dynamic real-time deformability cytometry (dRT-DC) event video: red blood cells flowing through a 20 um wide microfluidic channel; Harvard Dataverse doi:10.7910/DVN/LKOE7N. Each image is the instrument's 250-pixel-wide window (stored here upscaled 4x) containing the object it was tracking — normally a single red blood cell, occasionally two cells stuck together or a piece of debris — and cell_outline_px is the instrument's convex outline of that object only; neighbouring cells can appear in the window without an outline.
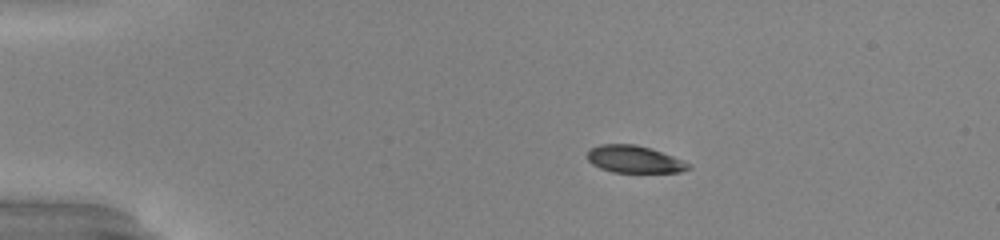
{"species": "common noctule bat (a hibernating species)", "species_latin": "Nyctalus noctula", "temperature_condition": "warm", "stored_images_in_passage": 53, "camera_frame_rate_fps": 3000, "um_per_image_px": 0.085, "animal": {"sex": "male", "body_mass_g": 20.0, "forearm_length_mm": 53.3}, "frame": {"image": 1, "passage_image": 11, "time_ms": 3.333, "image_size_px": [1000, 240], "cell_outline_px": [[692, 168], [680, 172], [612, 172], [600, 168], [592, 164], [588, 160], [588, 152], [592, 148], [600, 144], [636, 144], [672, 156], [692, 164]], "centroid_in_image_um": [53.93, 13.55], "position_along_channel_um": 31.1, "area_um2": 15.9}}
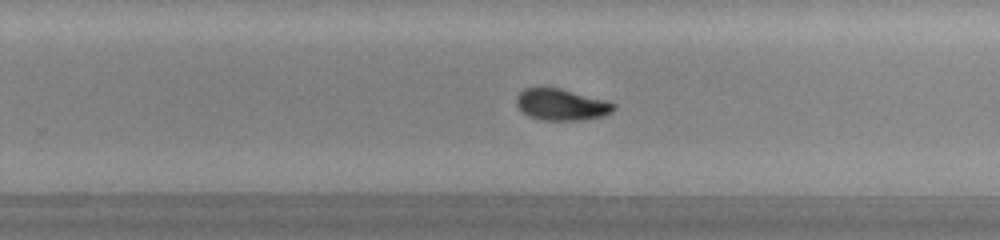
{"frame": {"image": 2, "passage_image": 35, "time_ms": 11.333, "image_size_px": [1000, 240], "cell_outline_px": [[616, 108], [612, 112], [604, 116], [584, 120], [544, 120], [528, 116], [516, 104], [516, 96], [524, 88], [560, 88], [608, 100], [616, 104]], "centroid_in_image_um": [47.77, 8.89], "position_along_channel_um": 282.0, "area_um2": 17.98}}
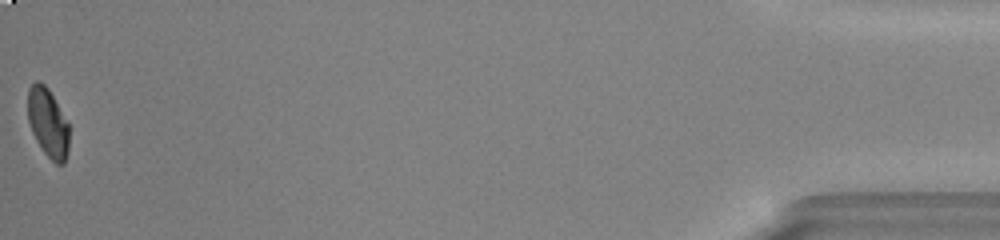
{"frame": {"image": 3, "passage_image": 53, "time_ms": 17.333, "image_size_px": [1000, 240], "cell_outline_px": [[68, 152], [64, 164], [56, 164], [44, 152], [36, 140], [32, 132], [28, 120], [28, 88], [36, 80], [40, 80], [48, 88], [68, 124]], "centroid_in_image_um": [4.06, 10.43], "position_along_channel_um": 431.1, "area_um2": 16.42}, "authors_computed_cell_mechanics": {"area_um2": 17.7446, "velocity_mm_per_s": 4.0013, "shape_relaxation_time_tau1_ms": 7.803, "shape_relaxation_time_tau2_ms": 1.2761, "deformation_change_tau1": 0.2281, "deformation_change_tau2": 0.041}}